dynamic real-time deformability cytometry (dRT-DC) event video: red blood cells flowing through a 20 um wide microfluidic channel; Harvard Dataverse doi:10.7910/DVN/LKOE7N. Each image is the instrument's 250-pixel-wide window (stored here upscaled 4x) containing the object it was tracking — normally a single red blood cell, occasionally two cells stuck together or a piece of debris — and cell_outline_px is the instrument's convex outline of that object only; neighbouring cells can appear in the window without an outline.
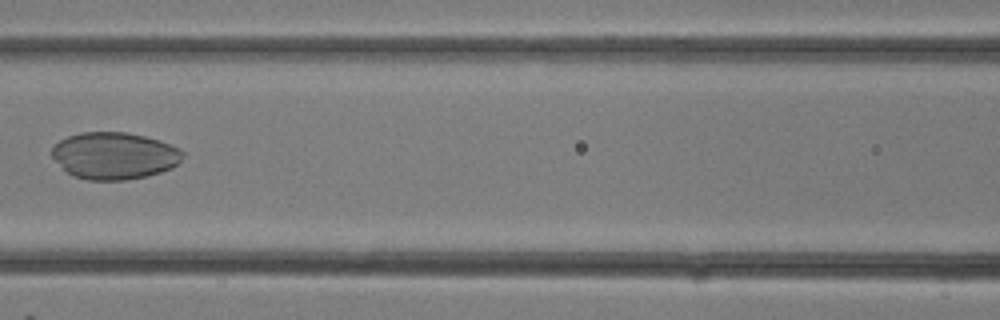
{"species": "common noctule bat (a hibernating species)", "species_latin": "Nyctalus noctula", "temperature_condition": "room temperature", "stored_images_in_passage": 19, "camera_frame_rate_fps": 3000, "um_per_image_px": 0.085, "animal": {"sex": "female"}, "frame": {"image": 1, "passage_image": 14, "time_ms": 4.333, "image_size_px": [1000, 320], "cell_outline_px": [[184, 156], [172, 168], [160, 172], [144, 176], [124, 180], [88, 180], [72, 176], [52, 156], [52, 148], [60, 140], [68, 136], [80, 132], [124, 132], [144, 136], [160, 140], [180, 148], [184, 152]], "centroid_in_image_um": [9.73, 13.23], "position_along_channel_um": 156.9, "area_um2": 35.66}}
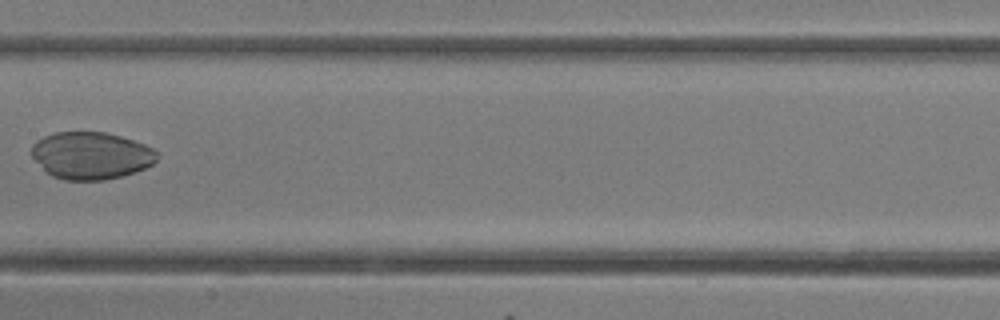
{"frame": {"image": 2, "passage_image": 16, "time_ms": 5.0, "image_size_px": [1000, 320], "cell_outline_px": [[160, 152], [156, 160], [152, 164], [144, 168], [120, 176], [104, 180], [64, 180], [52, 176], [32, 156], [32, 144], [36, 140], [44, 136], [56, 132], [104, 132], [120, 136], [144, 144]], "centroid_in_image_um": [7.74, 13.21], "position_along_channel_um": 199.7, "area_um2": 34.28}}
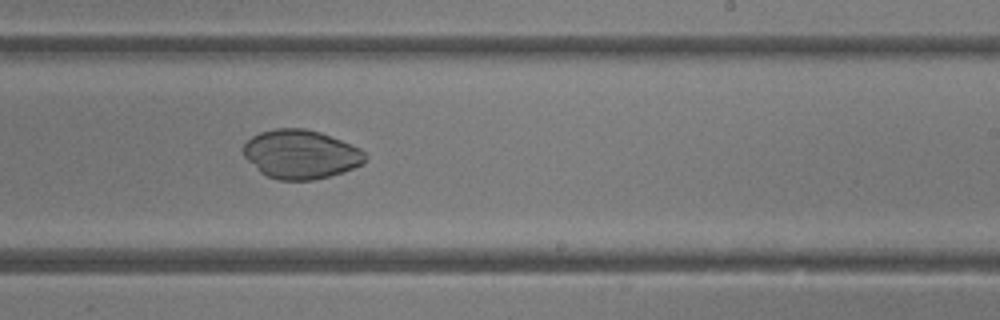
{"frame": {"image": 3, "passage_image": 19, "time_ms": 6.0, "image_size_px": [1000, 320], "cell_outline_px": [[368, 156], [364, 164], [328, 176], [312, 180], [280, 180], [268, 176], [260, 172], [244, 156], [244, 144], [252, 136], [260, 132], [276, 128], [304, 128], [320, 132], [360, 148]], "centroid_in_image_um": [25.57, 13.11], "position_along_channel_um": 263.4, "area_um2": 34.45}}